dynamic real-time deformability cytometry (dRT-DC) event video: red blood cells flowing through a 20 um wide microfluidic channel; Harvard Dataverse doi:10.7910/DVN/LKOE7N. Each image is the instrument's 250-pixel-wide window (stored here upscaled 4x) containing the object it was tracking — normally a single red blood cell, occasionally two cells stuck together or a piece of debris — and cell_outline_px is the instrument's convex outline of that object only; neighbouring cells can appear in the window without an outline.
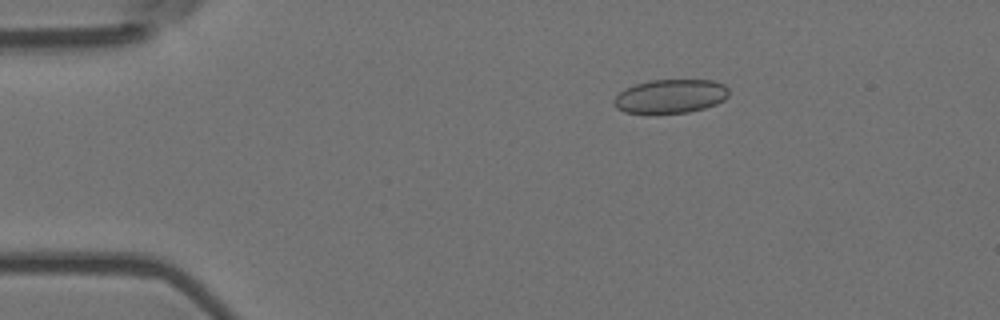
{"species": "Egyptian fruit bat (a non-hibernating species)", "species_latin": "Rousettus aegyptiacus", "temperature_condition": "room temperature", "stored_images_in_passage": 4, "camera_frame_rate_fps": 3000, "um_per_image_px": 0.085, "animal": {"sex": "female"}, "frame": {"image": 1, "passage_image": 2, "time_ms": 0.333, "image_size_px": [1000, 320], "cell_outline_px": [[728, 96], [724, 100], [716, 104], [704, 108], [688, 112], [656, 116], [648, 116], [624, 112], [616, 108], [612, 100], [624, 88], [648, 80], [712, 80], [724, 84], [728, 88]], "centroid_in_image_um": [56.93, 8.23], "position_along_channel_um": 28.1, "area_um2": 23.52}}